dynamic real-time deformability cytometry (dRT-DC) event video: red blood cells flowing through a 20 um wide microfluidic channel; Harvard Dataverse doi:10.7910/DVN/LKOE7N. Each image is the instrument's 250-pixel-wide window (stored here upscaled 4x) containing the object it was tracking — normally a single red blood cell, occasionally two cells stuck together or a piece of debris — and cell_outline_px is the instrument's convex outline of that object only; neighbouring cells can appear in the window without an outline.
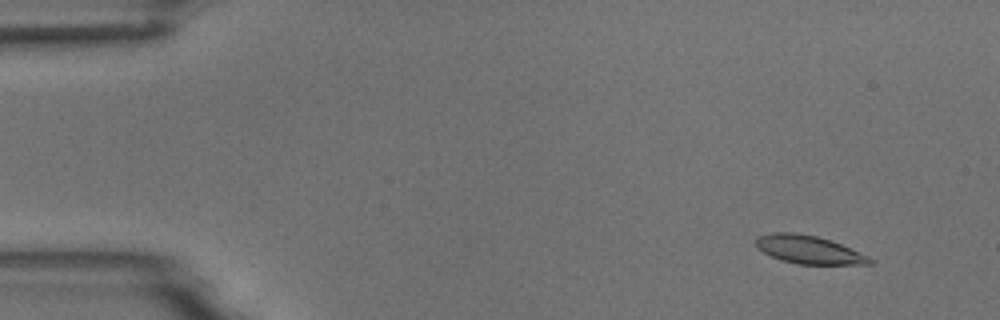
{"species": "common noctule bat (a hibernating species)", "species_latin": "Nyctalus noctula", "temperature_condition": "room temperature", "stored_images_in_passage": 6, "camera_frame_rate_fps": 3000, "um_per_image_px": 0.085, "animal": {"sex": "male", "body_mass_g": 18.8}, "frame": {"image": 1, "passage_image": 2, "time_ms": 1.333, "image_size_px": [1000, 320], "cell_outline_px": [[876, 264], [796, 264], [780, 260], [756, 248], [756, 236], [772, 232], [796, 232], [816, 236], [832, 240], [868, 256], [876, 260]], "centroid_in_image_um": [68.75, 21.22], "position_along_channel_um": 16.2, "area_um2": 18.9}}
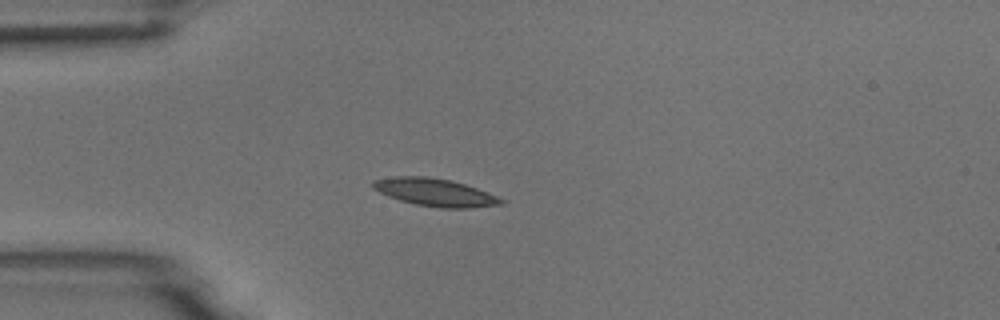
{"frame": {"image": 2, "passage_image": 5, "time_ms": 4.667, "image_size_px": [1000, 320], "cell_outline_px": [[508, 200], [504, 204], [468, 208], [440, 208], [416, 204], [400, 200], [388, 196], [372, 188], [372, 180], [396, 176], [428, 176], [452, 180], [476, 188]], "centroid_in_image_um": [37.0, 16.35], "position_along_channel_um": 48.0, "area_um2": 20.75}}